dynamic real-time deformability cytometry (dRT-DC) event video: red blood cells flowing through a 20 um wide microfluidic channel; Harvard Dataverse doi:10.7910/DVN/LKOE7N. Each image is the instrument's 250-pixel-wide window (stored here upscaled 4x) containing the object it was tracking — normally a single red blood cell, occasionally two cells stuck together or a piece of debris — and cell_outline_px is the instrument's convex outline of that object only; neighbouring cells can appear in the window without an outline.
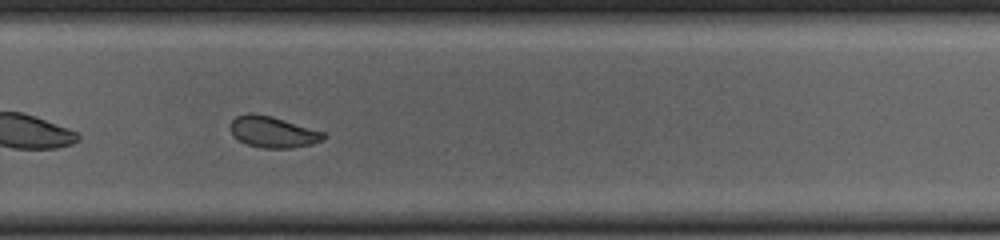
{"species": "common noctule bat (a hibernating species)", "species_latin": "Nyctalus noctula", "temperature_condition": "cold", "stored_images_in_passage": 35, "camera_frame_rate_fps": 3000, "um_per_image_px": 0.085, "animal": {"sex": "female", "body_mass_g": 23.0, "forearm_length_mm": 53.4}, "frame": {"image": 1, "passage_image": 25, "time_ms": 8.0, "image_size_px": [1000, 240], "cell_outline_px": [[328, 136], [324, 140], [312, 144], [292, 148], [264, 148], [248, 144], [232, 136], [228, 128], [232, 120], [236, 116], [248, 112], [252, 112], [272, 116], [324, 132]], "centroid_in_image_um": [23.18, 11.21], "position_along_channel_um": 306.6, "area_um2": 17.17}, "authors_computed_cell_mechanics": {"area_um2": 17.5712, "velocity_mm_per_s": 3.7693, "shape_relaxation_time_tau1_ms": null, "shape_relaxation_time_tau2_ms": 1.4011, "deformation_change_tau1": null, "deformation_change_tau2": 0.0612}}